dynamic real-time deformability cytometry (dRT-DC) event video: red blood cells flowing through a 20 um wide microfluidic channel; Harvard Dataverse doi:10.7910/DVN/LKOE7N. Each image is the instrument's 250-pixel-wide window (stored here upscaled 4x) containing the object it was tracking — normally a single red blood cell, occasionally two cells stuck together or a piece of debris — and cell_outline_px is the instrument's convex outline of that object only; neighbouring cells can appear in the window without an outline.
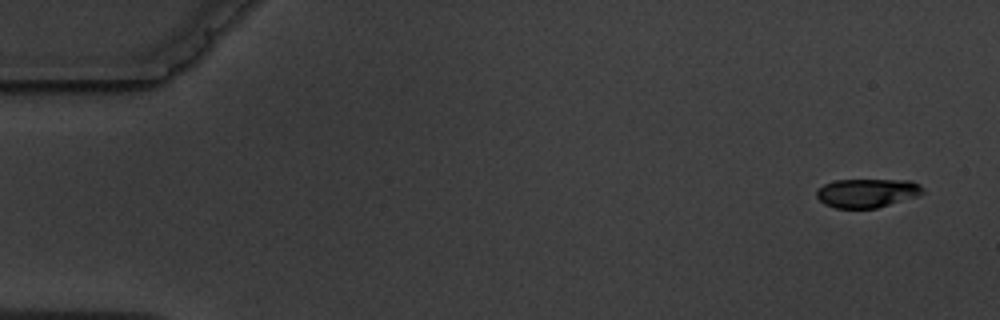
{"species": "common noctule bat (a hibernating species)", "species_latin": "Nyctalus noctula", "temperature_condition": "warm", "stored_images_in_passage": 4, "camera_frame_rate_fps": 3000, "um_per_image_px": 0.085, "animal": {"sex": "male", "body_mass_g": 19.5, "forearm_length_mm": 54.6}, "frame": {"image": 1, "passage_image": 1, "time_ms": 0.0, "image_size_px": [1000, 320], "cell_outline_px": [[924, 192], [916, 196], [876, 208], [836, 208], [824, 204], [816, 196], [816, 192], [824, 184], [836, 180], [912, 180], [920, 184], [924, 188]], "centroid_in_image_um": [73.71, 16.4], "position_along_channel_um": 11.3, "area_um2": 17.74}}